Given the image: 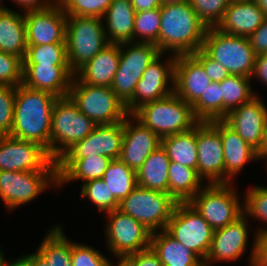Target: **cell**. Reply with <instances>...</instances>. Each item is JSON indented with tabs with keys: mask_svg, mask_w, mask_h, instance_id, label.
Returning a JSON list of instances; mask_svg holds the SVG:
<instances>
[{
	"mask_svg": "<svg viewBox=\"0 0 267 266\" xmlns=\"http://www.w3.org/2000/svg\"><path fill=\"white\" fill-rule=\"evenodd\" d=\"M197 173L206 184H225V163L220 131L210 121L197 124ZM208 182V183H207Z\"/></svg>",
	"mask_w": 267,
	"mask_h": 266,
	"instance_id": "cell-15",
	"label": "cell"
},
{
	"mask_svg": "<svg viewBox=\"0 0 267 266\" xmlns=\"http://www.w3.org/2000/svg\"><path fill=\"white\" fill-rule=\"evenodd\" d=\"M0 8H6L5 5L3 6V2H2V0H0Z\"/></svg>",
	"mask_w": 267,
	"mask_h": 266,
	"instance_id": "cell-62",
	"label": "cell"
},
{
	"mask_svg": "<svg viewBox=\"0 0 267 266\" xmlns=\"http://www.w3.org/2000/svg\"><path fill=\"white\" fill-rule=\"evenodd\" d=\"M243 198L244 215L253 220H260L265 226L255 231L256 234L267 233V186H253L245 191Z\"/></svg>",
	"mask_w": 267,
	"mask_h": 266,
	"instance_id": "cell-39",
	"label": "cell"
},
{
	"mask_svg": "<svg viewBox=\"0 0 267 266\" xmlns=\"http://www.w3.org/2000/svg\"><path fill=\"white\" fill-rule=\"evenodd\" d=\"M27 46L24 12L0 8V51L24 60Z\"/></svg>",
	"mask_w": 267,
	"mask_h": 266,
	"instance_id": "cell-29",
	"label": "cell"
},
{
	"mask_svg": "<svg viewBox=\"0 0 267 266\" xmlns=\"http://www.w3.org/2000/svg\"><path fill=\"white\" fill-rule=\"evenodd\" d=\"M4 259H5L4 252L2 251V249H0V266L3 265Z\"/></svg>",
	"mask_w": 267,
	"mask_h": 266,
	"instance_id": "cell-60",
	"label": "cell"
},
{
	"mask_svg": "<svg viewBox=\"0 0 267 266\" xmlns=\"http://www.w3.org/2000/svg\"><path fill=\"white\" fill-rule=\"evenodd\" d=\"M23 65H69L66 44L27 46Z\"/></svg>",
	"mask_w": 267,
	"mask_h": 266,
	"instance_id": "cell-38",
	"label": "cell"
},
{
	"mask_svg": "<svg viewBox=\"0 0 267 266\" xmlns=\"http://www.w3.org/2000/svg\"><path fill=\"white\" fill-rule=\"evenodd\" d=\"M248 40L256 55L267 53V18L254 33L248 37Z\"/></svg>",
	"mask_w": 267,
	"mask_h": 266,
	"instance_id": "cell-50",
	"label": "cell"
},
{
	"mask_svg": "<svg viewBox=\"0 0 267 266\" xmlns=\"http://www.w3.org/2000/svg\"><path fill=\"white\" fill-rule=\"evenodd\" d=\"M170 159L162 146L151 152L136 172L137 185L146 189L168 193Z\"/></svg>",
	"mask_w": 267,
	"mask_h": 266,
	"instance_id": "cell-31",
	"label": "cell"
},
{
	"mask_svg": "<svg viewBox=\"0 0 267 266\" xmlns=\"http://www.w3.org/2000/svg\"><path fill=\"white\" fill-rule=\"evenodd\" d=\"M51 160L37 143L10 135L0 137V171H40Z\"/></svg>",
	"mask_w": 267,
	"mask_h": 266,
	"instance_id": "cell-18",
	"label": "cell"
},
{
	"mask_svg": "<svg viewBox=\"0 0 267 266\" xmlns=\"http://www.w3.org/2000/svg\"><path fill=\"white\" fill-rule=\"evenodd\" d=\"M159 54L155 44H120L119 66L110 88L124 104L133 96L143 72Z\"/></svg>",
	"mask_w": 267,
	"mask_h": 266,
	"instance_id": "cell-12",
	"label": "cell"
},
{
	"mask_svg": "<svg viewBox=\"0 0 267 266\" xmlns=\"http://www.w3.org/2000/svg\"><path fill=\"white\" fill-rule=\"evenodd\" d=\"M229 184H206L189 203L215 231L244 214L243 202L237 188Z\"/></svg>",
	"mask_w": 267,
	"mask_h": 266,
	"instance_id": "cell-7",
	"label": "cell"
},
{
	"mask_svg": "<svg viewBox=\"0 0 267 266\" xmlns=\"http://www.w3.org/2000/svg\"><path fill=\"white\" fill-rule=\"evenodd\" d=\"M212 83L203 66L191 55H176L174 93L193 105Z\"/></svg>",
	"mask_w": 267,
	"mask_h": 266,
	"instance_id": "cell-23",
	"label": "cell"
},
{
	"mask_svg": "<svg viewBox=\"0 0 267 266\" xmlns=\"http://www.w3.org/2000/svg\"><path fill=\"white\" fill-rule=\"evenodd\" d=\"M178 202L168 193L141 186L119 203L122 213L132 216L150 232L165 230Z\"/></svg>",
	"mask_w": 267,
	"mask_h": 266,
	"instance_id": "cell-10",
	"label": "cell"
},
{
	"mask_svg": "<svg viewBox=\"0 0 267 266\" xmlns=\"http://www.w3.org/2000/svg\"><path fill=\"white\" fill-rule=\"evenodd\" d=\"M257 156L259 160H263L266 162L267 160V122L265 124L262 136V142L259 148L256 150Z\"/></svg>",
	"mask_w": 267,
	"mask_h": 266,
	"instance_id": "cell-55",
	"label": "cell"
},
{
	"mask_svg": "<svg viewBox=\"0 0 267 266\" xmlns=\"http://www.w3.org/2000/svg\"><path fill=\"white\" fill-rule=\"evenodd\" d=\"M135 12L149 11L155 8H161L160 0H130Z\"/></svg>",
	"mask_w": 267,
	"mask_h": 266,
	"instance_id": "cell-53",
	"label": "cell"
},
{
	"mask_svg": "<svg viewBox=\"0 0 267 266\" xmlns=\"http://www.w3.org/2000/svg\"><path fill=\"white\" fill-rule=\"evenodd\" d=\"M196 139L197 125L188 131L162 138L161 146L166 151L170 161L195 168L197 171L198 152Z\"/></svg>",
	"mask_w": 267,
	"mask_h": 266,
	"instance_id": "cell-33",
	"label": "cell"
},
{
	"mask_svg": "<svg viewBox=\"0 0 267 266\" xmlns=\"http://www.w3.org/2000/svg\"><path fill=\"white\" fill-rule=\"evenodd\" d=\"M150 247L163 266H204V261L191 249L171 237L165 230L151 234Z\"/></svg>",
	"mask_w": 267,
	"mask_h": 266,
	"instance_id": "cell-30",
	"label": "cell"
},
{
	"mask_svg": "<svg viewBox=\"0 0 267 266\" xmlns=\"http://www.w3.org/2000/svg\"><path fill=\"white\" fill-rule=\"evenodd\" d=\"M249 266H267V233L254 234Z\"/></svg>",
	"mask_w": 267,
	"mask_h": 266,
	"instance_id": "cell-48",
	"label": "cell"
},
{
	"mask_svg": "<svg viewBox=\"0 0 267 266\" xmlns=\"http://www.w3.org/2000/svg\"><path fill=\"white\" fill-rule=\"evenodd\" d=\"M115 259L118 262L113 263L114 261H110L109 266H133V264L124 256H118V257H115Z\"/></svg>",
	"mask_w": 267,
	"mask_h": 266,
	"instance_id": "cell-57",
	"label": "cell"
},
{
	"mask_svg": "<svg viewBox=\"0 0 267 266\" xmlns=\"http://www.w3.org/2000/svg\"><path fill=\"white\" fill-rule=\"evenodd\" d=\"M31 266H50L44 257L37 251L31 253Z\"/></svg>",
	"mask_w": 267,
	"mask_h": 266,
	"instance_id": "cell-56",
	"label": "cell"
},
{
	"mask_svg": "<svg viewBox=\"0 0 267 266\" xmlns=\"http://www.w3.org/2000/svg\"><path fill=\"white\" fill-rule=\"evenodd\" d=\"M189 3L207 28H216L223 20L230 0H189Z\"/></svg>",
	"mask_w": 267,
	"mask_h": 266,
	"instance_id": "cell-42",
	"label": "cell"
},
{
	"mask_svg": "<svg viewBox=\"0 0 267 266\" xmlns=\"http://www.w3.org/2000/svg\"><path fill=\"white\" fill-rule=\"evenodd\" d=\"M120 61V44L109 43L90 61L82 66L75 76L92 86L110 87Z\"/></svg>",
	"mask_w": 267,
	"mask_h": 266,
	"instance_id": "cell-26",
	"label": "cell"
},
{
	"mask_svg": "<svg viewBox=\"0 0 267 266\" xmlns=\"http://www.w3.org/2000/svg\"><path fill=\"white\" fill-rule=\"evenodd\" d=\"M266 18L254 0L230 1L216 28L222 33L249 37Z\"/></svg>",
	"mask_w": 267,
	"mask_h": 266,
	"instance_id": "cell-25",
	"label": "cell"
},
{
	"mask_svg": "<svg viewBox=\"0 0 267 266\" xmlns=\"http://www.w3.org/2000/svg\"><path fill=\"white\" fill-rule=\"evenodd\" d=\"M74 76L69 65H23L22 84L62 98L69 95Z\"/></svg>",
	"mask_w": 267,
	"mask_h": 266,
	"instance_id": "cell-22",
	"label": "cell"
},
{
	"mask_svg": "<svg viewBox=\"0 0 267 266\" xmlns=\"http://www.w3.org/2000/svg\"><path fill=\"white\" fill-rule=\"evenodd\" d=\"M112 159L105 156L59 158L56 161L58 189L73 181L101 179Z\"/></svg>",
	"mask_w": 267,
	"mask_h": 266,
	"instance_id": "cell-27",
	"label": "cell"
},
{
	"mask_svg": "<svg viewBox=\"0 0 267 266\" xmlns=\"http://www.w3.org/2000/svg\"><path fill=\"white\" fill-rule=\"evenodd\" d=\"M165 231L205 261L214 230L189 202H178Z\"/></svg>",
	"mask_w": 267,
	"mask_h": 266,
	"instance_id": "cell-11",
	"label": "cell"
},
{
	"mask_svg": "<svg viewBox=\"0 0 267 266\" xmlns=\"http://www.w3.org/2000/svg\"><path fill=\"white\" fill-rule=\"evenodd\" d=\"M248 223L249 219L243 214L235 222L215 230L204 266H211L214 262H235L242 258L248 249Z\"/></svg>",
	"mask_w": 267,
	"mask_h": 266,
	"instance_id": "cell-19",
	"label": "cell"
},
{
	"mask_svg": "<svg viewBox=\"0 0 267 266\" xmlns=\"http://www.w3.org/2000/svg\"><path fill=\"white\" fill-rule=\"evenodd\" d=\"M80 198H88L99 212L107 213L119 208V202L113 197L102 179H93L82 183Z\"/></svg>",
	"mask_w": 267,
	"mask_h": 266,
	"instance_id": "cell-41",
	"label": "cell"
},
{
	"mask_svg": "<svg viewBox=\"0 0 267 266\" xmlns=\"http://www.w3.org/2000/svg\"><path fill=\"white\" fill-rule=\"evenodd\" d=\"M49 4H61L64 0H47Z\"/></svg>",
	"mask_w": 267,
	"mask_h": 266,
	"instance_id": "cell-61",
	"label": "cell"
},
{
	"mask_svg": "<svg viewBox=\"0 0 267 266\" xmlns=\"http://www.w3.org/2000/svg\"><path fill=\"white\" fill-rule=\"evenodd\" d=\"M60 224L47 231L37 251L50 266H72V240L63 231Z\"/></svg>",
	"mask_w": 267,
	"mask_h": 266,
	"instance_id": "cell-34",
	"label": "cell"
},
{
	"mask_svg": "<svg viewBox=\"0 0 267 266\" xmlns=\"http://www.w3.org/2000/svg\"><path fill=\"white\" fill-rule=\"evenodd\" d=\"M135 9L130 0H113L104 14L105 36L109 43L133 42Z\"/></svg>",
	"mask_w": 267,
	"mask_h": 266,
	"instance_id": "cell-28",
	"label": "cell"
},
{
	"mask_svg": "<svg viewBox=\"0 0 267 266\" xmlns=\"http://www.w3.org/2000/svg\"><path fill=\"white\" fill-rule=\"evenodd\" d=\"M132 115L161 139L188 131L200 122L194 115L192 105L175 93L144 104Z\"/></svg>",
	"mask_w": 267,
	"mask_h": 266,
	"instance_id": "cell-3",
	"label": "cell"
},
{
	"mask_svg": "<svg viewBox=\"0 0 267 266\" xmlns=\"http://www.w3.org/2000/svg\"><path fill=\"white\" fill-rule=\"evenodd\" d=\"M159 51L174 55L193 54L202 48L207 27L189 1L162 4Z\"/></svg>",
	"mask_w": 267,
	"mask_h": 266,
	"instance_id": "cell-2",
	"label": "cell"
},
{
	"mask_svg": "<svg viewBox=\"0 0 267 266\" xmlns=\"http://www.w3.org/2000/svg\"><path fill=\"white\" fill-rule=\"evenodd\" d=\"M78 109L97 125L114 124L129 115L125 104L107 86H92L73 77L68 95Z\"/></svg>",
	"mask_w": 267,
	"mask_h": 266,
	"instance_id": "cell-8",
	"label": "cell"
},
{
	"mask_svg": "<svg viewBox=\"0 0 267 266\" xmlns=\"http://www.w3.org/2000/svg\"><path fill=\"white\" fill-rule=\"evenodd\" d=\"M16 88L17 86H0V137L11 132Z\"/></svg>",
	"mask_w": 267,
	"mask_h": 266,
	"instance_id": "cell-46",
	"label": "cell"
},
{
	"mask_svg": "<svg viewBox=\"0 0 267 266\" xmlns=\"http://www.w3.org/2000/svg\"><path fill=\"white\" fill-rule=\"evenodd\" d=\"M201 49L222 64L229 74L251 77L256 54L248 37L222 33L217 28H207Z\"/></svg>",
	"mask_w": 267,
	"mask_h": 266,
	"instance_id": "cell-9",
	"label": "cell"
},
{
	"mask_svg": "<svg viewBox=\"0 0 267 266\" xmlns=\"http://www.w3.org/2000/svg\"><path fill=\"white\" fill-rule=\"evenodd\" d=\"M191 55L203 66L205 73L212 82L219 83L230 75L222 64L209 57L202 49Z\"/></svg>",
	"mask_w": 267,
	"mask_h": 266,
	"instance_id": "cell-47",
	"label": "cell"
},
{
	"mask_svg": "<svg viewBox=\"0 0 267 266\" xmlns=\"http://www.w3.org/2000/svg\"><path fill=\"white\" fill-rule=\"evenodd\" d=\"M133 266H163L158 255L151 247L125 256Z\"/></svg>",
	"mask_w": 267,
	"mask_h": 266,
	"instance_id": "cell-49",
	"label": "cell"
},
{
	"mask_svg": "<svg viewBox=\"0 0 267 266\" xmlns=\"http://www.w3.org/2000/svg\"><path fill=\"white\" fill-rule=\"evenodd\" d=\"M256 150L262 142L267 122V105L256 95L243 105L231 110L223 119Z\"/></svg>",
	"mask_w": 267,
	"mask_h": 266,
	"instance_id": "cell-21",
	"label": "cell"
},
{
	"mask_svg": "<svg viewBox=\"0 0 267 266\" xmlns=\"http://www.w3.org/2000/svg\"><path fill=\"white\" fill-rule=\"evenodd\" d=\"M192 109L199 121L221 120L220 84L212 82L201 97L192 105Z\"/></svg>",
	"mask_w": 267,
	"mask_h": 266,
	"instance_id": "cell-40",
	"label": "cell"
},
{
	"mask_svg": "<svg viewBox=\"0 0 267 266\" xmlns=\"http://www.w3.org/2000/svg\"><path fill=\"white\" fill-rule=\"evenodd\" d=\"M259 8L267 15V0H254Z\"/></svg>",
	"mask_w": 267,
	"mask_h": 266,
	"instance_id": "cell-58",
	"label": "cell"
},
{
	"mask_svg": "<svg viewBox=\"0 0 267 266\" xmlns=\"http://www.w3.org/2000/svg\"><path fill=\"white\" fill-rule=\"evenodd\" d=\"M162 4H170V3H182L189 0H160Z\"/></svg>",
	"mask_w": 267,
	"mask_h": 266,
	"instance_id": "cell-59",
	"label": "cell"
},
{
	"mask_svg": "<svg viewBox=\"0 0 267 266\" xmlns=\"http://www.w3.org/2000/svg\"><path fill=\"white\" fill-rule=\"evenodd\" d=\"M168 174V194L177 202H189L206 185L195 168L174 161H170Z\"/></svg>",
	"mask_w": 267,
	"mask_h": 266,
	"instance_id": "cell-32",
	"label": "cell"
},
{
	"mask_svg": "<svg viewBox=\"0 0 267 266\" xmlns=\"http://www.w3.org/2000/svg\"><path fill=\"white\" fill-rule=\"evenodd\" d=\"M72 266H109L110 259L100 250L84 243H72Z\"/></svg>",
	"mask_w": 267,
	"mask_h": 266,
	"instance_id": "cell-45",
	"label": "cell"
},
{
	"mask_svg": "<svg viewBox=\"0 0 267 266\" xmlns=\"http://www.w3.org/2000/svg\"><path fill=\"white\" fill-rule=\"evenodd\" d=\"M251 83V84H250ZM221 88V120L227 114L258 95L253 92L252 82L249 77L229 75L219 82Z\"/></svg>",
	"mask_w": 267,
	"mask_h": 266,
	"instance_id": "cell-35",
	"label": "cell"
},
{
	"mask_svg": "<svg viewBox=\"0 0 267 266\" xmlns=\"http://www.w3.org/2000/svg\"><path fill=\"white\" fill-rule=\"evenodd\" d=\"M105 214L108 219L104 226L105 243L114 257H125L150 247L152 232L143 224L118 209Z\"/></svg>",
	"mask_w": 267,
	"mask_h": 266,
	"instance_id": "cell-13",
	"label": "cell"
},
{
	"mask_svg": "<svg viewBox=\"0 0 267 266\" xmlns=\"http://www.w3.org/2000/svg\"><path fill=\"white\" fill-rule=\"evenodd\" d=\"M124 137V121L97 125L83 140L69 148L60 158L105 156L119 159Z\"/></svg>",
	"mask_w": 267,
	"mask_h": 266,
	"instance_id": "cell-17",
	"label": "cell"
},
{
	"mask_svg": "<svg viewBox=\"0 0 267 266\" xmlns=\"http://www.w3.org/2000/svg\"><path fill=\"white\" fill-rule=\"evenodd\" d=\"M58 97L20 84L16 88L10 136L37 143L50 156L51 116Z\"/></svg>",
	"mask_w": 267,
	"mask_h": 266,
	"instance_id": "cell-1",
	"label": "cell"
},
{
	"mask_svg": "<svg viewBox=\"0 0 267 266\" xmlns=\"http://www.w3.org/2000/svg\"><path fill=\"white\" fill-rule=\"evenodd\" d=\"M113 0H64L60 6L67 16L103 18Z\"/></svg>",
	"mask_w": 267,
	"mask_h": 266,
	"instance_id": "cell-43",
	"label": "cell"
},
{
	"mask_svg": "<svg viewBox=\"0 0 267 266\" xmlns=\"http://www.w3.org/2000/svg\"><path fill=\"white\" fill-rule=\"evenodd\" d=\"M97 124L67 97L58 98L51 116L50 157L57 161L69 148L89 135Z\"/></svg>",
	"mask_w": 267,
	"mask_h": 266,
	"instance_id": "cell-5",
	"label": "cell"
},
{
	"mask_svg": "<svg viewBox=\"0 0 267 266\" xmlns=\"http://www.w3.org/2000/svg\"><path fill=\"white\" fill-rule=\"evenodd\" d=\"M160 25V8H155L149 11L136 12L133 42L155 44L159 50Z\"/></svg>",
	"mask_w": 267,
	"mask_h": 266,
	"instance_id": "cell-37",
	"label": "cell"
},
{
	"mask_svg": "<svg viewBox=\"0 0 267 266\" xmlns=\"http://www.w3.org/2000/svg\"><path fill=\"white\" fill-rule=\"evenodd\" d=\"M13 3H17V6H19L22 9H19V11L28 12V11H34V10H41L49 5L47 0H11Z\"/></svg>",
	"mask_w": 267,
	"mask_h": 266,
	"instance_id": "cell-52",
	"label": "cell"
},
{
	"mask_svg": "<svg viewBox=\"0 0 267 266\" xmlns=\"http://www.w3.org/2000/svg\"><path fill=\"white\" fill-rule=\"evenodd\" d=\"M160 53L146 68L136 85L133 96L125 103L128 114L152 101L160 100L174 93V67L176 55L162 59ZM162 60V62H161Z\"/></svg>",
	"mask_w": 267,
	"mask_h": 266,
	"instance_id": "cell-14",
	"label": "cell"
},
{
	"mask_svg": "<svg viewBox=\"0 0 267 266\" xmlns=\"http://www.w3.org/2000/svg\"><path fill=\"white\" fill-rule=\"evenodd\" d=\"M65 41L74 74L109 44L103 19L98 17L67 16Z\"/></svg>",
	"mask_w": 267,
	"mask_h": 266,
	"instance_id": "cell-6",
	"label": "cell"
},
{
	"mask_svg": "<svg viewBox=\"0 0 267 266\" xmlns=\"http://www.w3.org/2000/svg\"><path fill=\"white\" fill-rule=\"evenodd\" d=\"M161 146V138L132 114L124 119V137L119 159L138 171L149 154Z\"/></svg>",
	"mask_w": 267,
	"mask_h": 266,
	"instance_id": "cell-20",
	"label": "cell"
},
{
	"mask_svg": "<svg viewBox=\"0 0 267 266\" xmlns=\"http://www.w3.org/2000/svg\"><path fill=\"white\" fill-rule=\"evenodd\" d=\"M27 45L66 44L67 15L59 4L24 13Z\"/></svg>",
	"mask_w": 267,
	"mask_h": 266,
	"instance_id": "cell-16",
	"label": "cell"
},
{
	"mask_svg": "<svg viewBox=\"0 0 267 266\" xmlns=\"http://www.w3.org/2000/svg\"><path fill=\"white\" fill-rule=\"evenodd\" d=\"M23 60L13 54L0 51V86L22 84Z\"/></svg>",
	"mask_w": 267,
	"mask_h": 266,
	"instance_id": "cell-44",
	"label": "cell"
},
{
	"mask_svg": "<svg viewBox=\"0 0 267 266\" xmlns=\"http://www.w3.org/2000/svg\"><path fill=\"white\" fill-rule=\"evenodd\" d=\"M258 79L261 84L267 86V53L256 55L255 64L250 79Z\"/></svg>",
	"mask_w": 267,
	"mask_h": 266,
	"instance_id": "cell-51",
	"label": "cell"
},
{
	"mask_svg": "<svg viewBox=\"0 0 267 266\" xmlns=\"http://www.w3.org/2000/svg\"><path fill=\"white\" fill-rule=\"evenodd\" d=\"M51 186L58 188L54 160L40 171H0V199L8 211L32 202Z\"/></svg>",
	"mask_w": 267,
	"mask_h": 266,
	"instance_id": "cell-4",
	"label": "cell"
},
{
	"mask_svg": "<svg viewBox=\"0 0 267 266\" xmlns=\"http://www.w3.org/2000/svg\"><path fill=\"white\" fill-rule=\"evenodd\" d=\"M210 122L220 131L223 143L225 184L233 183L234 177L244 169L247 163L259 160L256 149L247 143L224 120H212Z\"/></svg>",
	"mask_w": 267,
	"mask_h": 266,
	"instance_id": "cell-24",
	"label": "cell"
},
{
	"mask_svg": "<svg viewBox=\"0 0 267 266\" xmlns=\"http://www.w3.org/2000/svg\"><path fill=\"white\" fill-rule=\"evenodd\" d=\"M2 266H31V253L17 257L16 260L13 259L11 261L5 258Z\"/></svg>",
	"mask_w": 267,
	"mask_h": 266,
	"instance_id": "cell-54",
	"label": "cell"
},
{
	"mask_svg": "<svg viewBox=\"0 0 267 266\" xmlns=\"http://www.w3.org/2000/svg\"><path fill=\"white\" fill-rule=\"evenodd\" d=\"M101 179L119 203L137 186L136 171L120 159H112Z\"/></svg>",
	"mask_w": 267,
	"mask_h": 266,
	"instance_id": "cell-36",
	"label": "cell"
}]
</instances>
